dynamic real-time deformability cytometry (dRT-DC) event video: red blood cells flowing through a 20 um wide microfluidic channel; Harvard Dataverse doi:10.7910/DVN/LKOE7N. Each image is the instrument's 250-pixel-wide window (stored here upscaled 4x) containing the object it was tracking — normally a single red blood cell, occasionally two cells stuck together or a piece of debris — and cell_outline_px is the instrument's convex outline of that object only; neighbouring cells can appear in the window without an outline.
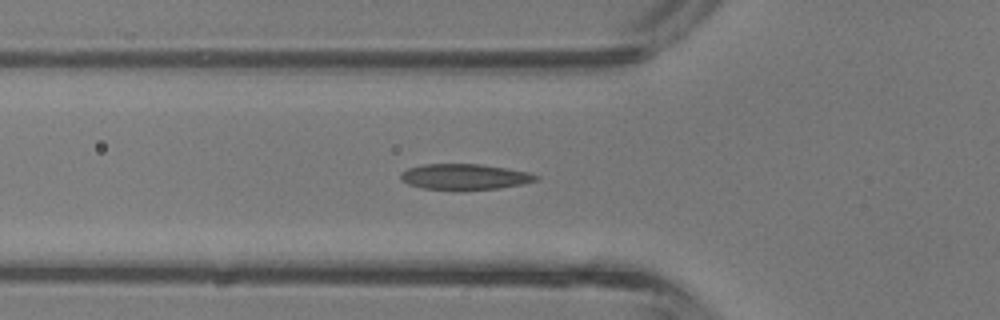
{"species": "common noctule bat (a hibernating species)", "species_latin": "Nyctalus noctula", "temperature_condition": "room temperature", "stored_images_in_passage": 44, "camera_frame_rate_fps": 3000, "um_per_image_px": 0.085, "animal": {"sex": "male", "body_mass_g": 13.3}, "frame": {"image": 1, "passage_image": 15, "time_ms": 4.667, "image_size_px": [1000, 320], "cell_outline_px": [[540, 180], [524, 184], [500, 188], [424, 188], [408, 184], [400, 180], [400, 172], [408, 168], [424, 164], [480, 164], [528, 172], [540, 176]], "centroid_in_image_um": [39.52, 15.0], "position_along_channel_um": 86.3, "area_um2": 19.83}}
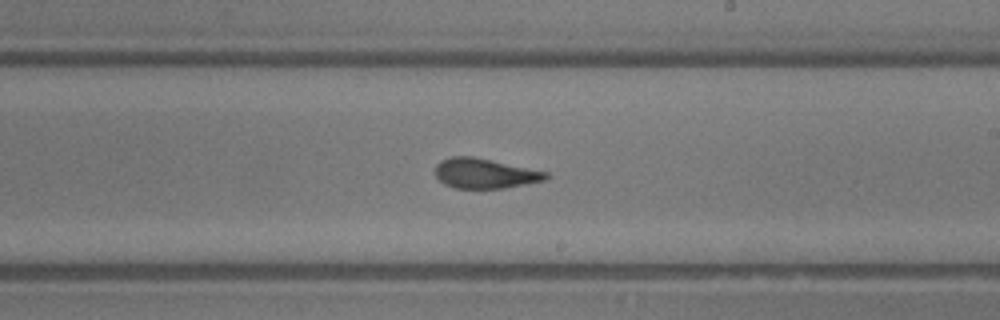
{"frame": {"image": 2, "passage_image": 25, "time_ms": 8.0, "image_size_px": [1000, 320], "cell_outline_px": [[548, 176], [544, 180], [504, 188], [456, 188], [444, 184], [436, 176], [436, 164], [440, 160], [452, 156], [472, 156], [548, 172]], "centroid_in_image_um": [41.17, 14.73], "position_along_channel_um": 247.8, "area_um2": 19.07}}
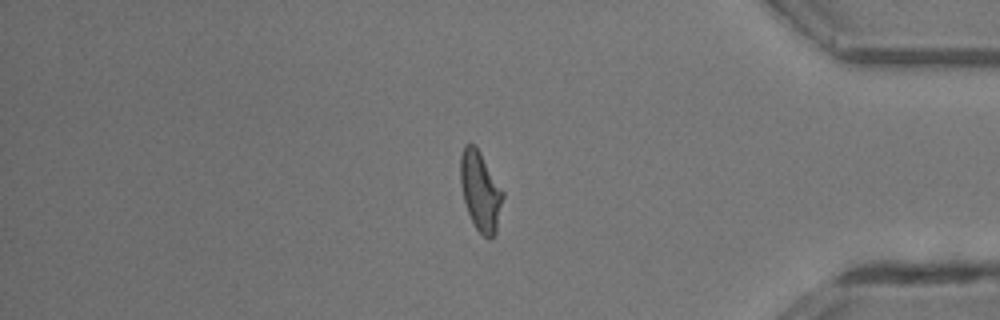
{"frame": {"image": 3, "passage_image": 36, "time_ms": 11.667, "image_size_px": [1000, 320], "cell_outline_px": [[504, 196], [496, 232], [492, 240], [488, 240], [476, 228], [468, 212], [464, 200], [460, 184], [460, 156], [464, 144], [476, 144], [504, 192]], "centroid_in_image_um": [40.84, 16.23], "position_along_channel_um": 394.4, "area_um2": 19.83}, "authors_computed_cell_mechanics": {"area_um2": 19.4497, "velocity_mm_per_s": 4.8282, "shape_relaxation_time_tau1_ms": 2.5515, "shape_relaxation_time_tau2_ms": 0.8101, "deformation_change_tau1": 0.1526, "deformation_change_tau2": 0.0763}}